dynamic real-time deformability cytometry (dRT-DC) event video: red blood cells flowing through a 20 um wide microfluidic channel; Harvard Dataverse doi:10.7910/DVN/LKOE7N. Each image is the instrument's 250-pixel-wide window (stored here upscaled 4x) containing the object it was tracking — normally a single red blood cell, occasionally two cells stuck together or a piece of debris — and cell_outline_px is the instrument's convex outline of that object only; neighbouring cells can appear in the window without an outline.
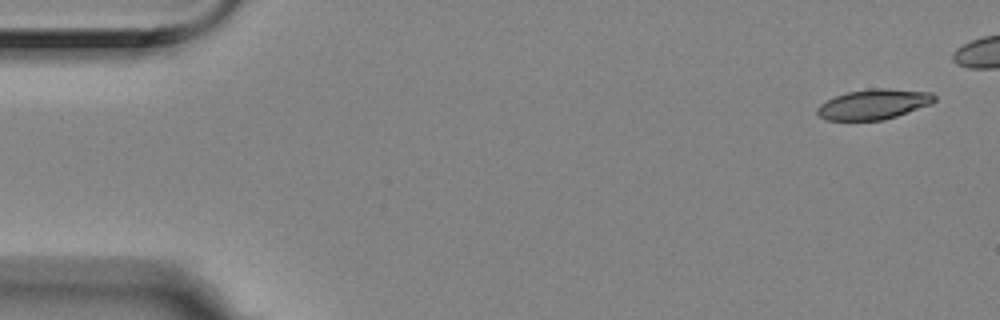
{"species": "Egyptian fruit bat (a non-hibernating species)", "species_latin": "Rousettus aegyptiacus", "temperature_condition": "room temperature", "stored_images_in_passage": 4, "camera_frame_rate_fps": 3000, "um_per_image_px": 0.085, "animal": {"sex": "female"}, "frame": {"image": 1, "passage_image": 1, "time_ms": 0.0, "image_size_px": [1000, 320], "cell_outline_px": [[936, 100], [932, 104], [884, 120], [824, 120], [816, 112], [816, 108], [820, 104], [836, 96], [848, 92], [872, 88], [888, 88], [932, 92], [936, 96]], "centroid_in_image_um": [74.29, 8.86], "position_along_channel_um": 10.7, "area_um2": 20.63}}